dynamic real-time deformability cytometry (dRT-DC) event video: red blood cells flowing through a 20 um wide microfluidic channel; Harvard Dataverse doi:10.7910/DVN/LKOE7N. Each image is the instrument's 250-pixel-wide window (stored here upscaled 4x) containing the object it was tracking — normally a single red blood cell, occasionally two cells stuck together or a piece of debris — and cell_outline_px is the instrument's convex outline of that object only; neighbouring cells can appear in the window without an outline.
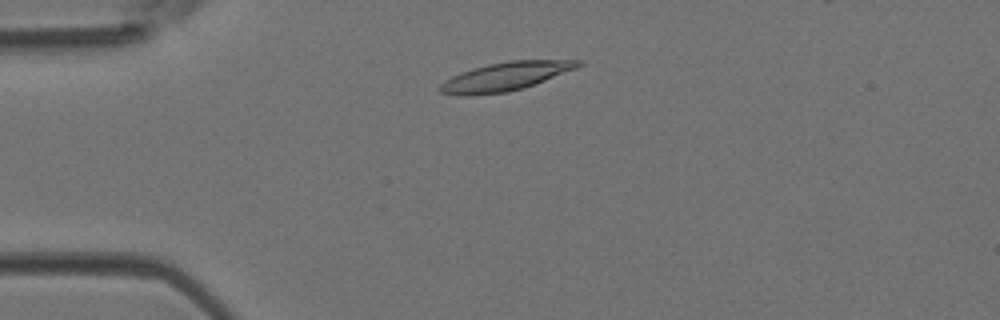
{"species": "Egyptian fruit bat (a non-hibernating species)", "species_latin": "Rousettus aegyptiacus", "temperature_condition": "room temperature", "stored_images_in_passage": 43, "camera_frame_rate_fps": 3000, "um_per_image_px": 0.085, "animal": {"sex": "female"}, "frame": {"image": 1, "passage_image": 7, "time_ms": 2.0, "image_size_px": [1000, 320], "cell_outline_px": [[584, 64], [576, 68], [524, 88], [508, 92], [472, 96], [460, 96], [440, 92], [436, 88], [444, 80], [460, 72], [472, 68], [488, 64], [512, 60], [584, 60]], "centroid_in_image_um": [42.91, 6.51], "position_along_channel_um": 42.1, "area_um2": 23.18}}
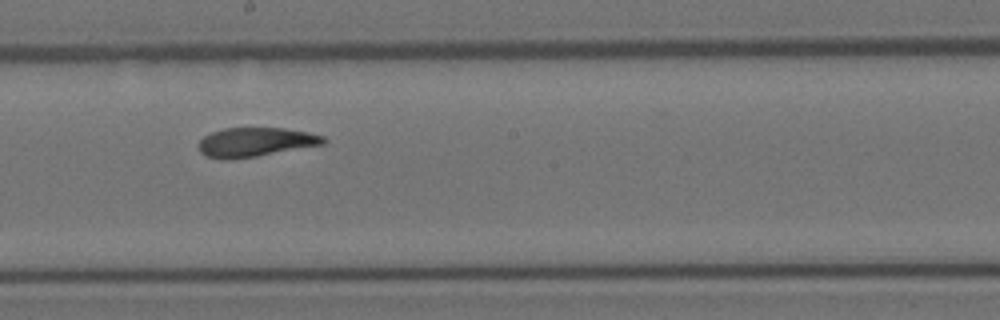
{"frame": {"image": 2, "passage_image": 22, "time_ms": 7.0, "image_size_px": [1000, 320], "cell_outline_px": [[328, 140], [324, 144], [256, 156], [228, 160], [220, 160], [204, 156], [200, 152], [196, 144], [204, 136], [212, 132], [224, 128], [284, 128], [308, 132], [324, 136]], "centroid_in_image_um": [21.66, 12.09], "position_along_channel_um": 226.5, "area_um2": 21.39}}
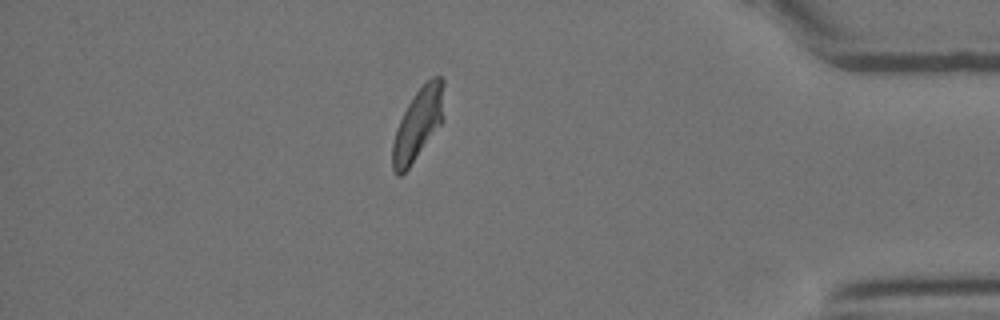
{"frame": {"image": 3, "passage_image": 37, "time_ms": 12.0, "image_size_px": [1000, 320], "cell_outline_px": [[444, 120], [408, 168], [400, 176], [396, 176], [392, 168], [392, 144], [400, 120], [408, 104], [416, 92], [432, 76], [440, 76], [444, 80]], "centroid_in_image_um": [35.56, 10.53], "position_along_channel_um": 399.6, "area_um2": 21.33}, "authors_computed_cell_mechanics": {"area_um2": 21.7906, "velocity_mm_per_s": 4.2029, "shape_relaxation_time_tau1_ms": 4.2614, "shape_relaxation_time_tau2_ms": 1.8598, "deformation_change_tau1": 0.1642, "deformation_change_tau2": 0.0819}}